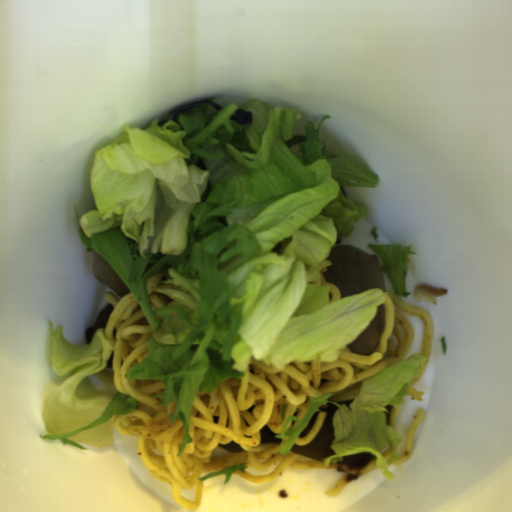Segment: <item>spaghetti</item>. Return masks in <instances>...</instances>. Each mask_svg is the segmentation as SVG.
<instances>
[{
    "label": "spaghetti",
    "instance_id": "obj_1",
    "mask_svg": "<svg viewBox=\"0 0 512 512\" xmlns=\"http://www.w3.org/2000/svg\"><path fill=\"white\" fill-rule=\"evenodd\" d=\"M385 293L382 334L371 354L355 355L346 346L335 361H292L283 368L251 359L242 379L232 377L216 384L211 391L195 392L188 424L192 440L179 454L185 439L184 425L179 419L169 424L167 417L173 414L176 401L156 405L165 394L152 398L165 389L164 382L125 377L135 364L149 357L152 327L140 301L131 293L119 299L107 290L102 296L113 310L104 337L112 345V368L104 366L95 376L135 400V408L127 415L114 418L113 427L122 435L136 437L143 464L160 481L169 483L175 503L183 508L195 511L200 508L205 480L198 478L235 464L267 472L279 462L267 475H253L245 469L233 473L260 485L278 478L288 467L342 470L346 474L326 493L337 495L357 477L378 468L374 456L362 469H351L338 462L324 464L290 450L281 455L278 453L281 443L261 442V429L268 426L278 436L291 416H302L312 399L325 395H331L329 399L338 404L352 403L360 392L363 378L405 361L415 334L411 320L404 313L423 322L421 355L426 360L406 395L424 401V392L413 389V385L432 356L433 318L422 308L403 302L395 292L386 289ZM285 403L288 407L282 422L280 414ZM232 440L245 450L236 454L219 448Z\"/></svg>",
    "mask_w": 512,
    "mask_h": 512
},
{
    "label": "spaghetti",
    "instance_id": "obj_2",
    "mask_svg": "<svg viewBox=\"0 0 512 512\" xmlns=\"http://www.w3.org/2000/svg\"><path fill=\"white\" fill-rule=\"evenodd\" d=\"M425 416L424 409H419L416 413V416L407 432L406 442L403 446L402 453L395 455L391 464H404L408 459L411 458L413 454V441H414V433L421 423ZM390 464V465H391Z\"/></svg>",
    "mask_w": 512,
    "mask_h": 512
},
{
    "label": "spaghetti",
    "instance_id": "obj_3",
    "mask_svg": "<svg viewBox=\"0 0 512 512\" xmlns=\"http://www.w3.org/2000/svg\"><path fill=\"white\" fill-rule=\"evenodd\" d=\"M326 416L327 414L324 411H320L317 415V419L313 427L304 436H299L294 445L303 446L305 444H308L313 438H315L319 434L326 420Z\"/></svg>",
    "mask_w": 512,
    "mask_h": 512
},
{
    "label": "spaghetti",
    "instance_id": "obj_4",
    "mask_svg": "<svg viewBox=\"0 0 512 512\" xmlns=\"http://www.w3.org/2000/svg\"><path fill=\"white\" fill-rule=\"evenodd\" d=\"M173 301V298L160 293H152L150 295L149 304L152 309V311H156L168 304H170Z\"/></svg>",
    "mask_w": 512,
    "mask_h": 512
},
{
    "label": "spaghetti",
    "instance_id": "obj_5",
    "mask_svg": "<svg viewBox=\"0 0 512 512\" xmlns=\"http://www.w3.org/2000/svg\"><path fill=\"white\" fill-rule=\"evenodd\" d=\"M325 270H326V268H323L320 271V277L315 284L316 285H327L330 288L329 294H328L329 302L334 301V300H341V293H340L338 287H336L326 281V279L324 277Z\"/></svg>",
    "mask_w": 512,
    "mask_h": 512
},
{
    "label": "spaghetti",
    "instance_id": "obj_6",
    "mask_svg": "<svg viewBox=\"0 0 512 512\" xmlns=\"http://www.w3.org/2000/svg\"><path fill=\"white\" fill-rule=\"evenodd\" d=\"M400 410H401L400 403L398 405H393V409L389 415V417H390L389 426L392 427L395 431H396V424H397V416H398Z\"/></svg>",
    "mask_w": 512,
    "mask_h": 512
}]
</instances>
